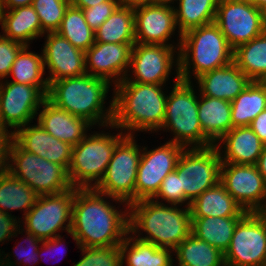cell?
Wrapping results in <instances>:
<instances>
[{
	"instance_id": "obj_1",
	"label": "cell",
	"mask_w": 266,
	"mask_h": 266,
	"mask_svg": "<svg viewBox=\"0 0 266 266\" xmlns=\"http://www.w3.org/2000/svg\"><path fill=\"white\" fill-rule=\"evenodd\" d=\"M110 199L115 204L122 205V209L119 210V206L116 207ZM128 233V203L94 188H74L71 229L67 235L72 237L77 247L120 245Z\"/></svg>"
},
{
	"instance_id": "obj_2",
	"label": "cell",
	"mask_w": 266,
	"mask_h": 266,
	"mask_svg": "<svg viewBox=\"0 0 266 266\" xmlns=\"http://www.w3.org/2000/svg\"><path fill=\"white\" fill-rule=\"evenodd\" d=\"M167 85L120 82L114 85L112 125L126 135L157 133L164 122ZM150 131V132H149Z\"/></svg>"
},
{
	"instance_id": "obj_3",
	"label": "cell",
	"mask_w": 266,
	"mask_h": 266,
	"mask_svg": "<svg viewBox=\"0 0 266 266\" xmlns=\"http://www.w3.org/2000/svg\"><path fill=\"white\" fill-rule=\"evenodd\" d=\"M191 224L189 207L162 204L153 199L129 204V233L160 248L174 250L191 234Z\"/></svg>"
},
{
	"instance_id": "obj_4",
	"label": "cell",
	"mask_w": 266,
	"mask_h": 266,
	"mask_svg": "<svg viewBox=\"0 0 266 266\" xmlns=\"http://www.w3.org/2000/svg\"><path fill=\"white\" fill-rule=\"evenodd\" d=\"M111 86L108 80L86 73L51 82L46 97L60 109L85 118L94 128L107 129L113 118V92L110 104L105 106Z\"/></svg>"
},
{
	"instance_id": "obj_5",
	"label": "cell",
	"mask_w": 266,
	"mask_h": 266,
	"mask_svg": "<svg viewBox=\"0 0 266 266\" xmlns=\"http://www.w3.org/2000/svg\"><path fill=\"white\" fill-rule=\"evenodd\" d=\"M234 50L215 22L182 35L179 47L180 79L192 82L202 74L233 62Z\"/></svg>"
},
{
	"instance_id": "obj_6",
	"label": "cell",
	"mask_w": 266,
	"mask_h": 266,
	"mask_svg": "<svg viewBox=\"0 0 266 266\" xmlns=\"http://www.w3.org/2000/svg\"><path fill=\"white\" fill-rule=\"evenodd\" d=\"M172 90L167 94L166 113L158 132L172 134L168 141L185 148H205L214 145L204 134L198 118L199 93L194 81H184L175 75ZM198 93V94H197Z\"/></svg>"
},
{
	"instance_id": "obj_7",
	"label": "cell",
	"mask_w": 266,
	"mask_h": 266,
	"mask_svg": "<svg viewBox=\"0 0 266 266\" xmlns=\"http://www.w3.org/2000/svg\"><path fill=\"white\" fill-rule=\"evenodd\" d=\"M111 128L114 129L111 132L115 129L118 132L111 134L109 130ZM98 130V132L91 130V133L89 132L83 140L73 146L68 168L69 180L73 188H95L106 172L116 145L126 136L112 124L108 126L109 132Z\"/></svg>"
},
{
	"instance_id": "obj_8",
	"label": "cell",
	"mask_w": 266,
	"mask_h": 266,
	"mask_svg": "<svg viewBox=\"0 0 266 266\" xmlns=\"http://www.w3.org/2000/svg\"><path fill=\"white\" fill-rule=\"evenodd\" d=\"M7 171L25 182L39 196L58 194L73 188L65 167L23 150L13 139L8 148Z\"/></svg>"
},
{
	"instance_id": "obj_9",
	"label": "cell",
	"mask_w": 266,
	"mask_h": 266,
	"mask_svg": "<svg viewBox=\"0 0 266 266\" xmlns=\"http://www.w3.org/2000/svg\"><path fill=\"white\" fill-rule=\"evenodd\" d=\"M135 135H126L115 147L96 191L128 204L135 202V183L142 147Z\"/></svg>"
},
{
	"instance_id": "obj_10",
	"label": "cell",
	"mask_w": 266,
	"mask_h": 266,
	"mask_svg": "<svg viewBox=\"0 0 266 266\" xmlns=\"http://www.w3.org/2000/svg\"><path fill=\"white\" fill-rule=\"evenodd\" d=\"M73 203L74 188L58 194L39 196L35 205L22 217L21 227L41 240L52 239L63 231L69 233Z\"/></svg>"
},
{
	"instance_id": "obj_11",
	"label": "cell",
	"mask_w": 266,
	"mask_h": 266,
	"mask_svg": "<svg viewBox=\"0 0 266 266\" xmlns=\"http://www.w3.org/2000/svg\"><path fill=\"white\" fill-rule=\"evenodd\" d=\"M171 74L180 75L179 48L161 44L135 43L132 47L127 75L121 82L168 85L166 83L169 82Z\"/></svg>"
},
{
	"instance_id": "obj_12",
	"label": "cell",
	"mask_w": 266,
	"mask_h": 266,
	"mask_svg": "<svg viewBox=\"0 0 266 266\" xmlns=\"http://www.w3.org/2000/svg\"><path fill=\"white\" fill-rule=\"evenodd\" d=\"M221 158L215 145L205 148H185L175 171L184 195L192 202L205 190L220 182Z\"/></svg>"
},
{
	"instance_id": "obj_13",
	"label": "cell",
	"mask_w": 266,
	"mask_h": 266,
	"mask_svg": "<svg viewBox=\"0 0 266 266\" xmlns=\"http://www.w3.org/2000/svg\"><path fill=\"white\" fill-rule=\"evenodd\" d=\"M225 266H266V223L247 212L237 223L224 253Z\"/></svg>"
},
{
	"instance_id": "obj_14",
	"label": "cell",
	"mask_w": 266,
	"mask_h": 266,
	"mask_svg": "<svg viewBox=\"0 0 266 266\" xmlns=\"http://www.w3.org/2000/svg\"><path fill=\"white\" fill-rule=\"evenodd\" d=\"M142 146L135 183V202L153 199L162 181L175 170L185 147L166 141L154 149Z\"/></svg>"
},
{
	"instance_id": "obj_15",
	"label": "cell",
	"mask_w": 266,
	"mask_h": 266,
	"mask_svg": "<svg viewBox=\"0 0 266 266\" xmlns=\"http://www.w3.org/2000/svg\"><path fill=\"white\" fill-rule=\"evenodd\" d=\"M46 96L37 86L1 80L0 125L11 128L13 134L18 128L33 123Z\"/></svg>"
},
{
	"instance_id": "obj_16",
	"label": "cell",
	"mask_w": 266,
	"mask_h": 266,
	"mask_svg": "<svg viewBox=\"0 0 266 266\" xmlns=\"http://www.w3.org/2000/svg\"><path fill=\"white\" fill-rule=\"evenodd\" d=\"M215 23L233 50L264 32L261 10L239 0H219Z\"/></svg>"
},
{
	"instance_id": "obj_17",
	"label": "cell",
	"mask_w": 266,
	"mask_h": 266,
	"mask_svg": "<svg viewBox=\"0 0 266 266\" xmlns=\"http://www.w3.org/2000/svg\"><path fill=\"white\" fill-rule=\"evenodd\" d=\"M134 28L135 43L180 47L182 35L177 28L172 3L154 2L134 7ZM175 34L179 37L177 43L171 41Z\"/></svg>"
},
{
	"instance_id": "obj_18",
	"label": "cell",
	"mask_w": 266,
	"mask_h": 266,
	"mask_svg": "<svg viewBox=\"0 0 266 266\" xmlns=\"http://www.w3.org/2000/svg\"><path fill=\"white\" fill-rule=\"evenodd\" d=\"M220 182L247 212H258L266 202V183L256 165L221 163Z\"/></svg>"
},
{
	"instance_id": "obj_19",
	"label": "cell",
	"mask_w": 266,
	"mask_h": 266,
	"mask_svg": "<svg viewBox=\"0 0 266 266\" xmlns=\"http://www.w3.org/2000/svg\"><path fill=\"white\" fill-rule=\"evenodd\" d=\"M42 37H45V42L41 51L45 70L49 72L46 75L49 84L86 74L85 52L74 47L57 32L45 33Z\"/></svg>"
},
{
	"instance_id": "obj_20",
	"label": "cell",
	"mask_w": 266,
	"mask_h": 266,
	"mask_svg": "<svg viewBox=\"0 0 266 266\" xmlns=\"http://www.w3.org/2000/svg\"><path fill=\"white\" fill-rule=\"evenodd\" d=\"M134 45L95 42L85 52L86 73L108 80L113 86L120 83L127 75Z\"/></svg>"
},
{
	"instance_id": "obj_21",
	"label": "cell",
	"mask_w": 266,
	"mask_h": 266,
	"mask_svg": "<svg viewBox=\"0 0 266 266\" xmlns=\"http://www.w3.org/2000/svg\"><path fill=\"white\" fill-rule=\"evenodd\" d=\"M12 139L25 151L65 167L71 163L73 146L46 132L37 122L18 128Z\"/></svg>"
},
{
	"instance_id": "obj_22",
	"label": "cell",
	"mask_w": 266,
	"mask_h": 266,
	"mask_svg": "<svg viewBox=\"0 0 266 266\" xmlns=\"http://www.w3.org/2000/svg\"><path fill=\"white\" fill-rule=\"evenodd\" d=\"M36 120L46 132L72 146L83 140L94 127L85 118L60 109L47 98L43 101Z\"/></svg>"
},
{
	"instance_id": "obj_23",
	"label": "cell",
	"mask_w": 266,
	"mask_h": 266,
	"mask_svg": "<svg viewBox=\"0 0 266 266\" xmlns=\"http://www.w3.org/2000/svg\"><path fill=\"white\" fill-rule=\"evenodd\" d=\"M222 163L256 165L264 143L249 126L234 127L214 144Z\"/></svg>"
},
{
	"instance_id": "obj_24",
	"label": "cell",
	"mask_w": 266,
	"mask_h": 266,
	"mask_svg": "<svg viewBox=\"0 0 266 266\" xmlns=\"http://www.w3.org/2000/svg\"><path fill=\"white\" fill-rule=\"evenodd\" d=\"M195 82L199 95L232 101L251 83V80L233 61L202 74L195 79Z\"/></svg>"
},
{
	"instance_id": "obj_25",
	"label": "cell",
	"mask_w": 266,
	"mask_h": 266,
	"mask_svg": "<svg viewBox=\"0 0 266 266\" xmlns=\"http://www.w3.org/2000/svg\"><path fill=\"white\" fill-rule=\"evenodd\" d=\"M0 26L3 36L25 46H30L33 40L45 34L39 16L32 5L3 10Z\"/></svg>"
},
{
	"instance_id": "obj_26",
	"label": "cell",
	"mask_w": 266,
	"mask_h": 266,
	"mask_svg": "<svg viewBox=\"0 0 266 266\" xmlns=\"http://www.w3.org/2000/svg\"><path fill=\"white\" fill-rule=\"evenodd\" d=\"M198 118L203 134L217 143L232 128L231 101L199 95Z\"/></svg>"
},
{
	"instance_id": "obj_27",
	"label": "cell",
	"mask_w": 266,
	"mask_h": 266,
	"mask_svg": "<svg viewBox=\"0 0 266 266\" xmlns=\"http://www.w3.org/2000/svg\"><path fill=\"white\" fill-rule=\"evenodd\" d=\"M189 208L191 217H243L247 213L221 182L195 198Z\"/></svg>"
},
{
	"instance_id": "obj_28",
	"label": "cell",
	"mask_w": 266,
	"mask_h": 266,
	"mask_svg": "<svg viewBox=\"0 0 266 266\" xmlns=\"http://www.w3.org/2000/svg\"><path fill=\"white\" fill-rule=\"evenodd\" d=\"M122 266H174L173 250L136 239L130 233L120 244Z\"/></svg>"
},
{
	"instance_id": "obj_29",
	"label": "cell",
	"mask_w": 266,
	"mask_h": 266,
	"mask_svg": "<svg viewBox=\"0 0 266 266\" xmlns=\"http://www.w3.org/2000/svg\"><path fill=\"white\" fill-rule=\"evenodd\" d=\"M242 217H191V233L219 249H228L234 229Z\"/></svg>"
},
{
	"instance_id": "obj_30",
	"label": "cell",
	"mask_w": 266,
	"mask_h": 266,
	"mask_svg": "<svg viewBox=\"0 0 266 266\" xmlns=\"http://www.w3.org/2000/svg\"><path fill=\"white\" fill-rule=\"evenodd\" d=\"M173 255L177 263L174 266H225L224 254L192 233L173 250Z\"/></svg>"
},
{
	"instance_id": "obj_31",
	"label": "cell",
	"mask_w": 266,
	"mask_h": 266,
	"mask_svg": "<svg viewBox=\"0 0 266 266\" xmlns=\"http://www.w3.org/2000/svg\"><path fill=\"white\" fill-rule=\"evenodd\" d=\"M39 195L25 182L14 177L7 170L0 174V211H23V217L35 205ZM10 211V212H8Z\"/></svg>"
},
{
	"instance_id": "obj_32",
	"label": "cell",
	"mask_w": 266,
	"mask_h": 266,
	"mask_svg": "<svg viewBox=\"0 0 266 266\" xmlns=\"http://www.w3.org/2000/svg\"><path fill=\"white\" fill-rule=\"evenodd\" d=\"M266 109V89L258 81L251 83L231 101V121L234 127L250 126L251 122Z\"/></svg>"
},
{
	"instance_id": "obj_33",
	"label": "cell",
	"mask_w": 266,
	"mask_h": 266,
	"mask_svg": "<svg viewBox=\"0 0 266 266\" xmlns=\"http://www.w3.org/2000/svg\"><path fill=\"white\" fill-rule=\"evenodd\" d=\"M29 47L25 46L18 53L8 75V77L13 78L12 80L7 79V81L37 86L47 95L49 82L44 77L46 71L43 63V54L42 52L40 54L33 52Z\"/></svg>"
},
{
	"instance_id": "obj_34",
	"label": "cell",
	"mask_w": 266,
	"mask_h": 266,
	"mask_svg": "<svg viewBox=\"0 0 266 266\" xmlns=\"http://www.w3.org/2000/svg\"><path fill=\"white\" fill-rule=\"evenodd\" d=\"M95 42L135 44L134 8L119 6L95 31Z\"/></svg>"
},
{
	"instance_id": "obj_35",
	"label": "cell",
	"mask_w": 266,
	"mask_h": 266,
	"mask_svg": "<svg viewBox=\"0 0 266 266\" xmlns=\"http://www.w3.org/2000/svg\"><path fill=\"white\" fill-rule=\"evenodd\" d=\"M233 61L251 80L266 79V32L234 49Z\"/></svg>"
},
{
	"instance_id": "obj_36",
	"label": "cell",
	"mask_w": 266,
	"mask_h": 266,
	"mask_svg": "<svg viewBox=\"0 0 266 266\" xmlns=\"http://www.w3.org/2000/svg\"><path fill=\"white\" fill-rule=\"evenodd\" d=\"M177 3V6H175ZM219 0H175L176 24L179 33L215 22Z\"/></svg>"
},
{
	"instance_id": "obj_37",
	"label": "cell",
	"mask_w": 266,
	"mask_h": 266,
	"mask_svg": "<svg viewBox=\"0 0 266 266\" xmlns=\"http://www.w3.org/2000/svg\"><path fill=\"white\" fill-rule=\"evenodd\" d=\"M56 32L83 52H86L95 43V31L87 24L82 9L71 4L66 9L61 25Z\"/></svg>"
},
{
	"instance_id": "obj_38",
	"label": "cell",
	"mask_w": 266,
	"mask_h": 266,
	"mask_svg": "<svg viewBox=\"0 0 266 266\" xmlns=\"http://www.w3.org/2000/svg\"><path fill=\"white\" fill-rule=\"evenodd\" d=\"M70 4V0H33L32 6L45 33L56 32L59 29Z\"/></svg>"
},
{
	"instance_id": "obj_39",
	"label": "cell",
	"mask_w": 266,
	"mask_h": 266,
	"mask_svg": "<svg viewBox=\"0 0 266 266\" xmlns=\"http://www.w3.org/2000/svg\"><path fill=\"white\" fill-rule=\"evenodd\" d=\"M82 257L73 266H122L120 245L108 247H81Z\"/></svg>"
},
{
	"instance_id": "obj_40",
	"label": "cell",
	"mask_w": 266,
	"mask_h": 266,
	"mask_svg": "<svg viewBox=\"0 0 266 266\" xmlns=\"http://www.w3.org/2000/svg\"><path fill=\"white\" fill-rule=\"evenodd\" d=\"M24 232L26 235V237H24V238H26V239H23V240L29 242V246L27 245V247L25 248L24 245H22L20 242H18L17 245L15 244V246H14L15 249H13L14 251L11 254H9L10 252L5 254V251H3L4 266H21L22 263L25 266H26V264H28V266H31V265L33 266V264L36 265L37 263H39V260L42 261L38 256V251H39V247H40L39 245L42 244L43 240L38 239L32 233H29L27 231H24ZM20 245H22V246H20ZM12 255H14L13 256L14 258L17 257L18 259L13 260Z\"/></svg>"
},
{
	"instance_id": "obj_41",
	"label": "cell",
	"mask_w": 266,
	"mask_h": 266,
	"mask_svg": "<svg viewBox=\"0 0 266 266\" xmlns=\"http://www.w3.org/2000/svg\"><path fill=\"white\" fill-rule=\"evenodd\" d=\"M153 200L162 204L165 202V204L183 205L185 207H190L191 204V201L184 195V191L181 189L180 178L175 170L164 178Z\"/></svg>"
},
{
	"instance_id": "obj_42",
	"label": "cell",
	"mask_w": 266,
	"mask_h": 266,
	"mask_svg": "<svg viewBox=\"0 0 266 266\" xmlns=\"http://www.w3.org/2000/svg\"><path fill=\"white\" fill-rule=\"evenodd\" d=\"M25 47L20 42L11 40L0 34V81L8 79L11 67L18 53Z\"/></svg>"
},
{
	"instance_id": "obj_43",
	"label": "cell",
	"mask_w": 266,
	"mask_h": 266,
	"mask_svg": "<svg viewBox=\"0 0 266 266\" xmlns=\"http://www.w3.org/2000/svg\"><path fill=\"white\" fill-rule=\"evenodd\" d=\"M119 6L118 0H110L87 9H82V11L87 24L93 31H96Z\"/></svg>"
},
{
	"instance_id": "obj_44",
	"label": "cell",
	"mask_w": 266,
	"mask_h": 266,
	"mask_svg": "<svg viewBox=\"0 0 266 266\" xmlns=\"http://www.w3.org/2000/svg\"><path fill=\"white\" fill-rule=\"evenodd\" d=\"M19 216L9 215L0 211V245L5 243V241H12V238H16L18 234L24 235V230L20 226Z\"/></svg>"
},
{
	"instance_id": "obj_45",
	"label": "cell",
	"mask_w": 266,
	"mask_h": 266,
	"mask_svg": "<svg viewBox=\"0 0 266 266\" xmlns=\"http://www.w3.org/2000/svg\"><path fill=\"white\" fill-rule=\"evenodd\" d=\"M11 140V131L0 125V174L7 170L8 148Z\"/></svg>"
},
{
	"instance_id": "obj_46",
	"label": "cell",
	"mask_w": 266,
	"mask_h": 266,
	"mask_svg": "<svg viewBox=\"0 0 266 266\" xmlns=\"http://www.w3.org/2000/svg\"><path fill=\"white\" fill-rule=\"evenodd\" d=\"M63 237H64V235L63 236H61V235H59V236H56V237H54V238H52V239H47V240H43L42 241V244H41V246H40V248H39V251H38V256H39V258H43L44 256H43V254H45V253H43L44 251L45 252H47V254L49 253L50 254V251H51V253L53 252H55V254H57L56 253V251L58 252V253H62V249H63V253L61 254V255H63V254H65L66 252V250H65V246H64V244H65V239H63ZM64 247V248H63ZM61 251H60V250ZM42 250H44V251H42ZM52 255V254H51ZM42 256V257H41ZM58 256V255H57ZM64 256H66V255H64ZM63 256V257H64Z\"/></svg>"
},
{
	"instance_id": "obj_47",
	"label": "cell",
	"mask_w": 266,
	"mask_h": 266,
	"mask_svg": "<svg viewBox=\"0 0 266 266\" xmlns=\"http://www.w3.org/2000/svg\"><path fill=\"white\" fill-rule=\"evenodd\" d=\"M249 127L266 144V109L256 116Z\"/></svg>"
},
{
	"instance_id": "obj_48",
	"label": "cell",
	"mask_w": 266,
	"mask_h": 266,
	"mask_svg": "<svg viewBox=\"0 0 266 266\" xmlns=\"http://www.w3.org/2000/svg\"><path fill=\"white\" fill-rule=\"evenodd\" d=\"M33 0H2L3 10H12L18 7L32 5Z\"/></svg>"
},
{
	"instance_id": "obj_49",
	"label": "cell",
	"mask_w": 266,
	"mask_h": 266,
	"mask_svg": "<svg viewBox=\"0 0 266 266\" xmlns=\"http://www.w3.org/2000/svg\"><path fill=\"white\" fill-rule=\"evenodd\" d=\"M110 0H70L71 5L80 9H87Z\"/></svg>"
},
{
	"instance_id": "obj_50",
	"label": "cell",
	"mask_w": 266,
	"mask_h": 266,
	"mask_svg": "<svg viewBox=\"0 0 266 266\" xmlns=\"http://www.w3.org/2000/svg\"><path fill=\"white\" fill-rule=\"evenodd\" d=\"M256 166L266 183V144L263 146L262 153L259 156Z\"/></svg>"
},
{
	"instance_id": "obj_51",
	"label": "cell",
	"mask_w": 266,
	"mask_h": 266,
	"mask_svg": "<svg viewBox=\"0 0 266 266\" xmlns=\"http://www.w3.org/2000/svg\"><path fill=\"white\" fill-rule=\"evenodd\" d=\"M120 6L137 7L141 5L151 4L152 0H118Z\"/></svg>"
},
{
	"instance_id": "obj_52",
	"label": "cell",
	"mask_w": 266,
	"mask_h": 266,
	"mask_svg": "<svg viewBox=\"0 0 266 266\" xmlns=\"http://www.w3.org/2000/svg\"><path fill=\"white\" fill-rule=\"evenodd\" d=\"M260 10H261L262 26L264 28V31L266 32V5L262 7Z\"/></svg>"
},
{
	"instance_id": "obj_53",
	"label": "cell",
	"mask_w": 266,
	"mask_h": 266,
	"mask_svg": "<svg viewBox=\"0 0 266 266\" xmlns=\"http://www.w3.org/2000/svg\"><path fill=\"white\" fill-rule=\"evenodd\" d=\"M257 213L260 215V217L266 223V202L264 203L263 207Z\"/></svg>"
},
{
	"instance_id": "obj_54",
	"label": "cell",
	"mask_w": 266,
	"mask_h": 266,
	"mask_svg": "<svg viewBox=\"0 0 266 266\" xmlns=\"http://www.w3.org/2000/svg\"><path fill=\"white\" fill-rule=\"evenodd\" d=\"M266 5V0H256V7L258 9H261L262 7H264Z\"/></svg>"
},
{
	"instance_id": "obj_55",
	"label": "cell",
	"mask_w": 266,
	"mask_h": 266,
	"mask_svg": "<svg viewBox=\"0 0 266 266\" xmlns=\"http://www.w3.org/2000/svg\"><path fill=\"white\" fill-rule=\"evenodd\" d=\"M175 0H152V3L154 2H159V3H172L174 2Z\"/></svg>"
},
{
	"instance_id": "obj_56",
	"label": "cell",
	"mask_w": 266,
	"mask_h": 266,
	"mask_svg": "<svg viewBox=\"0 0 266 266\" xmlns=\"http://www.w3.org/2000/svg\"><path fill=\"white\" fill-rule=\"evenodd\" d=\"M2 248L0 249V266H4V263H3V250Z\"/></svg>"
},
{
	"instance_id": "obj_57",
	"label": "cell",
	"mask_w": 266,
	"mask_h": 266,
	"mask_svg": "<svg viewBox=\"0 0 266 266\" xmlns=\"http://www.w3.org/2000/svg\"><path fill=\"white\" fill-rule=\"evenodd\" d=\"M239 1L252 3L256 7V0H239Z\"/></svg>"
},
{
	"instance_id": "obj_58",
	"label": "cell",
	"mask_w": 266,
	"mask_h": 266,
	"mask_svg": "<svg viewBox=\"0 0 266 266\" xmlns=\"http://www.w3.org/2000/svg\"><path fill=\"white\" fill-rule=\"evenodd\" d=\"M2 11H3V9H2V0H0V19H1Z\"/></svg>"
},
{
	"instance_id": "obj_59",
	"label": "cell",
	"mask_w": 266,
	"mask_h": 266,
	"mask_svg": "<svg viewBox=\"0 0 266 266\" xmlns=\"http://www.w3.org/2000/svg\"><path fill=\"white\" fill-rule=\"evenodd\" d=\"M260 82L265 86V89H266V79Z\"/></svg>"
}]
</instances>
